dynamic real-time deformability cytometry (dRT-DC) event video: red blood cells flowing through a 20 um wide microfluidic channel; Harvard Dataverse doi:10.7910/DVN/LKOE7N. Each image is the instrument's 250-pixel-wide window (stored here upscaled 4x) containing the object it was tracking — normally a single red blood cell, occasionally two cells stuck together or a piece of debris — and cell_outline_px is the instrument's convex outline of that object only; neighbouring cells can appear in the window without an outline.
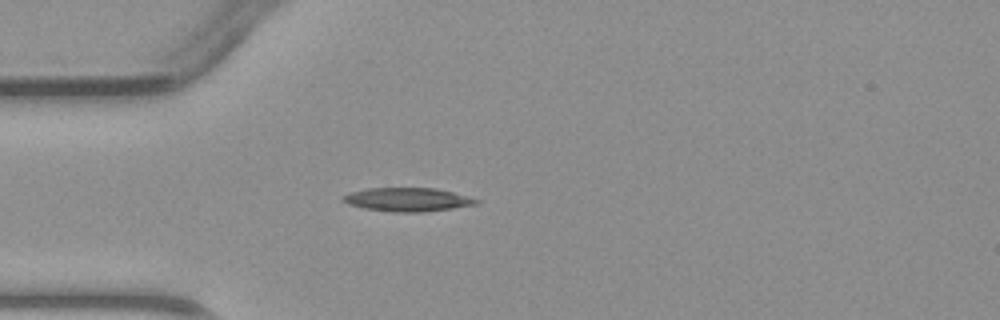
{"species": "common noctule bat (a hibernating species)", "species_latin": "Nyctalus noctula", "temperature_condition": "warm", "stored_images_in_passage": 1, "camera_frame_rate_fps": 3000, "um_per_image_px": 0.085, "animal": {"sex": "male", "body_mass_g": 23.1, "forearm_length_mm": 52.7}, "frame": {"image": 1, "passage_image": 1, "time_ms": 0.0, "image_size_px": [1000, 320], "cell_outline_px": [[480, 200], [476, 204], [452, 208], [420, 212], [392, 212], [364, 208], [348, 204], [340, 200], [344, 196], [352, 192], [368, 188], [436, 188], [452, 192]], "centroid_in_image_um": [34.62, 16.96], "position_along_channel_um": 50.4, "area_um2": 18.09}}